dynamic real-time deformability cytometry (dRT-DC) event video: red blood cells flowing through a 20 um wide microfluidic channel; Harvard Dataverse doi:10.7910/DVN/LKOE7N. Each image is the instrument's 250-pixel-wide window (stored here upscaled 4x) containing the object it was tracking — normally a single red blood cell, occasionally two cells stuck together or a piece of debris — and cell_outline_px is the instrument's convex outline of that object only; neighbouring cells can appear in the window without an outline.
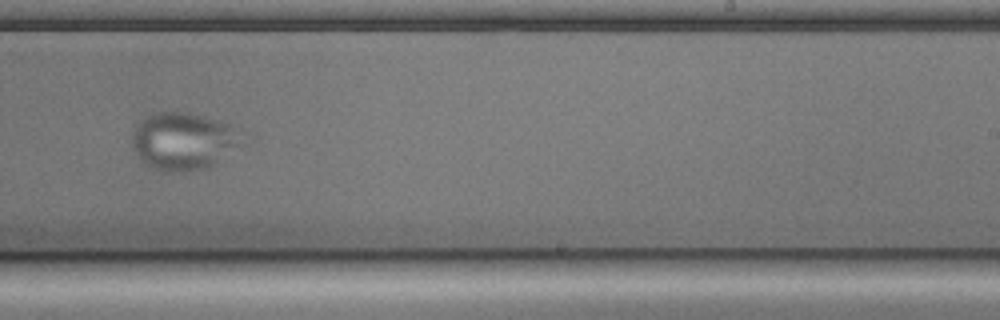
{"species": "common noctule bat (a hibernating species)", "species_latin": "Nyctalus noctula", "temperature_condition": "cold", "stored_images_in_passage": 35, "camera_frame_rate_fps": 3000, "um_per_image_px": 0.085, "animal": {"sex": "male", "body_mass_g": 17.9, "forearm_length_mm": 54.2}, "frame": {"image": 1, "passage_image": 19, "time_ms": 6.0, "image_size_px": [1000, 320], "cell_outline_px": [[236, 144], [208, 168], [188, 172], [168, 172], [152, 168], [144, 164], [140, 160], [132, 148], [132, 132], [136, 124], [140, 120], [156, 112], [184, 112], [204, 116], [232, 124]], "centroid_in_image_um": [15.41, 12.0], "position_along_channel_um": 273.6, "area_um2": 35.89}}